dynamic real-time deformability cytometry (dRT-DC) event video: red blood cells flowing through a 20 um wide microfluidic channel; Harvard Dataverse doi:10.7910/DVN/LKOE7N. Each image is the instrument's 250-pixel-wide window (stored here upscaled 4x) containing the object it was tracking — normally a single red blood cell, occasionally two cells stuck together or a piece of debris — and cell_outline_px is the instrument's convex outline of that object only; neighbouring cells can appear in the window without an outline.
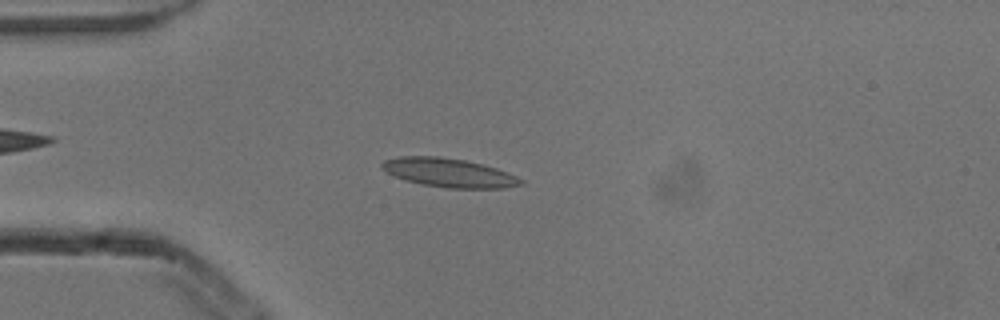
{"species": "common noctule bat (a hibernating species)", "species_latin": "Nyctalus noctula", "temperature_condition": "cold", "stored_images_in_passage": 3, "camera_frame_rate_fps": 3000, "um_per_image_px": 0.085, "animal": {"sex": "male", "body_mass_g": 13.3}, "frame": {"image": 1, "passage_image": 3, "time_ms": 0.667, "image_size_px": [1000, 320], "cell_outline_px": [[524, 184], [504, 188], [448, 188], [424, 184], [408, 180], [396, 176], [380, 168], [380, 164], [384, 160], [400, 156], [440, 156], [464, 160], [484, 164], [508, 172], [524, 180]], "centroid_in_image_um": [38.2, 14.67], "position_along_channel_um": 46.8, "area_um2": 23.24}}